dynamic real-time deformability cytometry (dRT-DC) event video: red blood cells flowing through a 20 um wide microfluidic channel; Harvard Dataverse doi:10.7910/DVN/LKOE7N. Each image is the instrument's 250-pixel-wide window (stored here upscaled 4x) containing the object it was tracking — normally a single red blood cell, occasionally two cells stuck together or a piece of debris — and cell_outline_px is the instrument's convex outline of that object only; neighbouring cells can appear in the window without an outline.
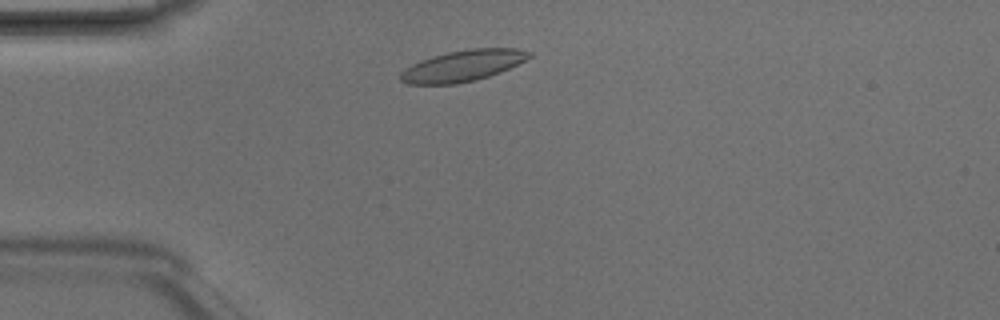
{"species": "Egyptian fruit bat (a non-hibernating species)", "species_latin": "Rousettus aegyptiacus", "temperature_condition": "room temperature", "stored_images_in_passage": 3, "camera_frame_rate_fps": 3000, "um_per_image_px": 0.085, "animal": {"sex": "male"}, "frame": {"image": 1, "passage_image": 2, "time_ms": 0.333, "image_size_px": [1000, 320], "cell_outline_px": [[532, 56], [500, 72], [476, 80], [456, 84], [408, 84], [400, 80], [400, 72], [404, 68], [420, 60], [432, 56], [448, 52], [472, 48], [516, 48], [532, 52]], "centroid_in_image_um": [39.31, 5.59], "position_along_channel_um": 45.7, "area_um2": 23.29}}